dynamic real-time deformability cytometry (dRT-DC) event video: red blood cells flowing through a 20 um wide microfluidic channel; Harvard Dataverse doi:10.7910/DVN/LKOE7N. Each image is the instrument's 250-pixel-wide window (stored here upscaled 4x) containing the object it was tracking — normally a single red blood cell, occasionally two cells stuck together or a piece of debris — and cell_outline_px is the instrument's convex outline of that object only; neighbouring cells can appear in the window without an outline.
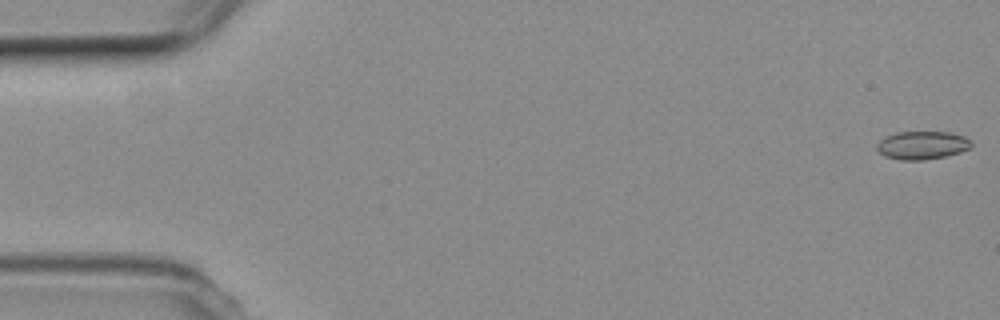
{"species": "common noctule bat (a hibernating species)", "species_latin": "Nyctalus noctula", "temperature_condition": "room temperature", "stored_images_in_passage": 57, "camera_frame_rate_fps": 3000, "um_per_image_px": 0.085, "animal": {"sex": "female", "body_mass_g": 19.3, "forearm_length_mm": 54.1}, "frame": {"image": 1, "passage_image": 1, "time_ms": 0.0, "image_size_px": [1000, 320], "cell_outline_px": [[972, 144], [968, 148], [960, 152], [944, 156], [924, 160], [900, 160], [884, 156], [876, 148], [876, 144], [884, 136], [896, 132], [948, 132], [964, 136], [972, 140]], "centroid_in_image_um": [78.36, 12.34], "position_along_channel_um": 6.6, "area_um2": 15.55}}
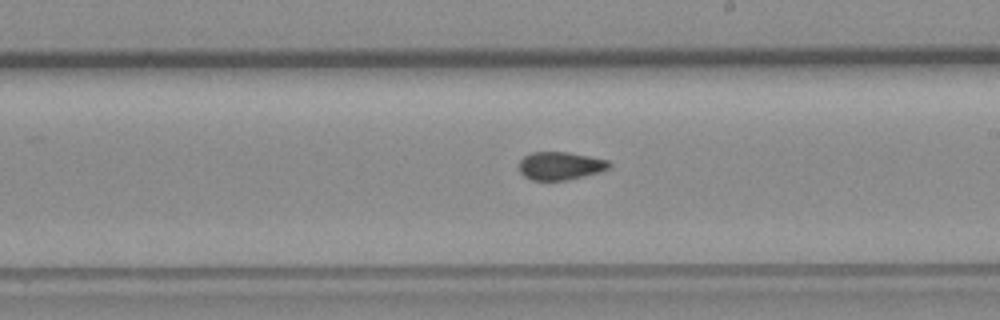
{"frame": {"image": 2, "passage_image": 32, "time_ms": 10.333, "image_size_px": [1000, 320], "cell_outline_px": [[612, 164], [608, 168], [600, 172], [568, 180], [532, 180], [524, 176], [520, 172], [520, 160], [524, 156], [532, 152], [568, 152], [608, 160]], "centroid_in_image_um": [47.63, 14.09], "position_along_channel_um": 241.4, "area_um2": 14.68}}
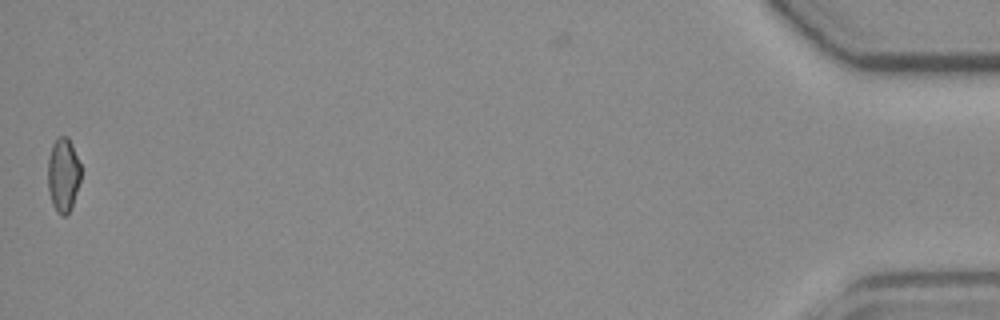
{"frame": {"image": 3, "passage_image": 56, "time_ms": 18.333, "image_size_px": [1000, 320], "cell_outline_px": [[80, 180], [72, 204], [68, 212], [64, 216], [60, 216], [56, 212], [52, 204], [48, 188], [48, 160], [52, 144], [60, 136], [68, 136], [72, 144], [80, 164]], "centroid_in_image_um": [5.36, 14.86], "position_along_channel_um": 429.8, "area_um2": 14.1}, "authors_computed_cell_mechanics": {"area_um2": 15.028, "velocity_mm_per_s": 3.6469, "shape_relaxation_time_tau1_ms": null, "shape_relaxation_time_tau2_ms": 1.5753, "deformation_change_tau1": null, "deformation_change_tau2": 0.06}}